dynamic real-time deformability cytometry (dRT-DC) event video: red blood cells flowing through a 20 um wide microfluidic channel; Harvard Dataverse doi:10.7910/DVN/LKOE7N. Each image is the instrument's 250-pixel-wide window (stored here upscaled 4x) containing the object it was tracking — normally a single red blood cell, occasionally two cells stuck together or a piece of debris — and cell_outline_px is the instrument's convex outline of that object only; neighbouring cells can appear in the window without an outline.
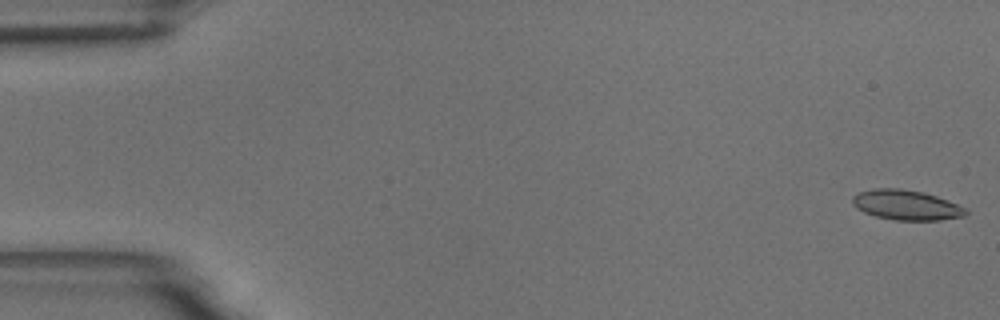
{"species": "common noctule bat (a hibernating species)", "species_latin": "Nyctalus noctula", "temperature_condition": "room temperature", "stored_images_in_passage": 56, "camera_frame_rate_fps": 3000, "um_per_image_px": 0.085, "animal": {"sex": "male", "body_mass_g": 18.8}, "frame": {"image": 1, "passage_image": 1, "time_ms": 0.0, "image_size_px": [1000, 320], "cell_outline_px": [[968, 212], [964, 216], [940, 220], [896, 220], [876, 216], [864, 212], [856, 208], [852, 204], [852, 196], [860, 192], [876, 188], [900, 188], [924, 192], [948, 200], [968, 208]], "centroid_in_image_um": [77.05, 17.42], "position_along_channel_um": 7.9, "area_um2": 19.88}}
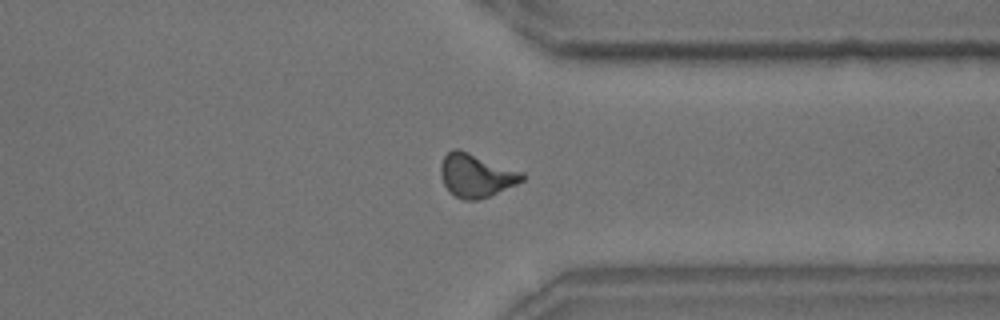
{"frame": {"image": 2, "passage_image": 43, "time_ms": 14.0, "image_size_px": [1000, 320], "cell_outline_px": [[528, 176], [524, 180], [516, 184], [480, 200], [464, 200], [448, 192], [440, 176], [440, 164], [444, 156], [452, 148], [456, 148], [468, 152], [524, 172]], "centroid_in_image_um": [40.47, 14.91], "position_along_channel_um": 370.9, "area_um2": 20.75}}
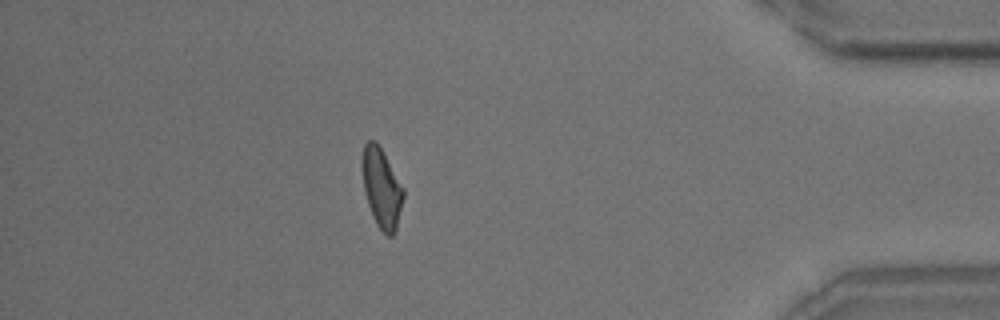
{"frame": {"image": 3, "passage_image": 49, "time_ms": 16.0, "image_size_px": [1000, 320], "cell_outline_px": [[404, 196], [396, 228], [392, 236], [388, 236], [376, 224], [372, 216], [368, 204], [364, 188], [360, 164], [360, 156], [364, 144], [368, 140], [376, 140], [404, 188]], "centroid_in_image_um": [32.4, 15.93], "position_along_channel_um": 402.8, "area_um2": 19.19}, "authors_computed_cell_mechanics": {"area_um2": 19.5942, "velocity_mm_per_s": 3.6192, "shape_relaxation_time_tau1_ms": 9.2475, "shape_relaxation_time_tau2_ms": 2.072, "deformation_change_tau1": 0.2035, "deformation_change_tau2": 0.1044}}